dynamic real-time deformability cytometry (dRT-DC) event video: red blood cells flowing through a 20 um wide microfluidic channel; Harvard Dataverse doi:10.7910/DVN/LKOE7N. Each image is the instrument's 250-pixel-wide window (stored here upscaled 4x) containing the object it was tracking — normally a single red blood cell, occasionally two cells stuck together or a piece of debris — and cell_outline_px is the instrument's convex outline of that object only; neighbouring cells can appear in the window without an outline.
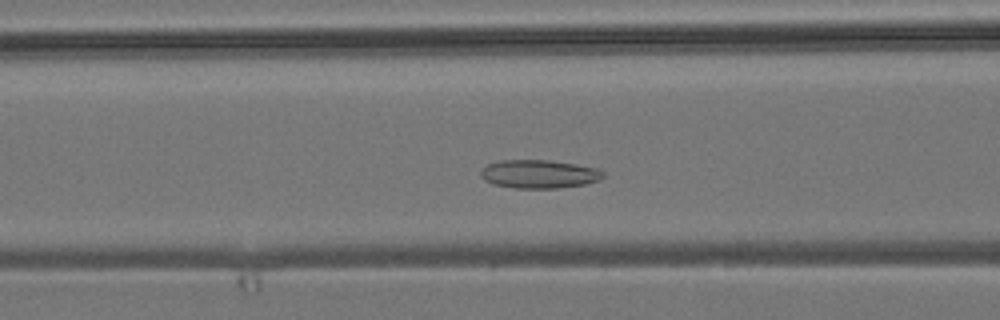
{"species": "common noctule bat (a hibernating species)", "species_latin": "Nyctalus noctula", "temperature_condition": "room temperature", "stored_images_in_passage": 46, "camera_frame_rate_fps": 3000, "um_per_image_px": 0.085, "animal": {"sex": "male", "body_mass_g": 19.2, "forearm_length_mm": 51.8}, "frame": {"image": 1, "passage_image": 13, "time_ms": 4.0, "image_size_px": [1000, 320], "cell_outline_px": [[604, 176], [600, 180], [584, 184], [556, 188], [516, 188], [492, 184], [484, 180], [480, 176], [480, 172], [488, 164], [500, 160], [548, 160], [576, 164], [596, 168], [604, 172]], "centroid_in_image_um": [45.81, 14.79], "position_along_channel_um": 120.8, "area_um2": 20.23}}
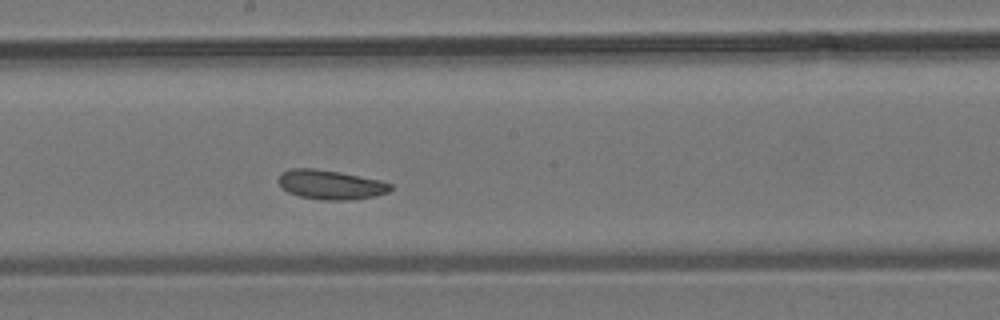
{"frame": {"image": 2, "passage_image": 21, "time_ms": 6.667, "image_size_px": [1000, 320], "cell_outline_px": [[392, 188], [388, 192], [376, 196], [348, 200], [320, 200], [300, 196], [288, 192], [276, 180], [280, 172], [292, 168], [316, 168], [340, 172], [380, 180], [392, 184]], "centroid_in_image_um": [28.08, 15.69], "position_along_channel_um": 220.1, "area_um2": 19.31}}
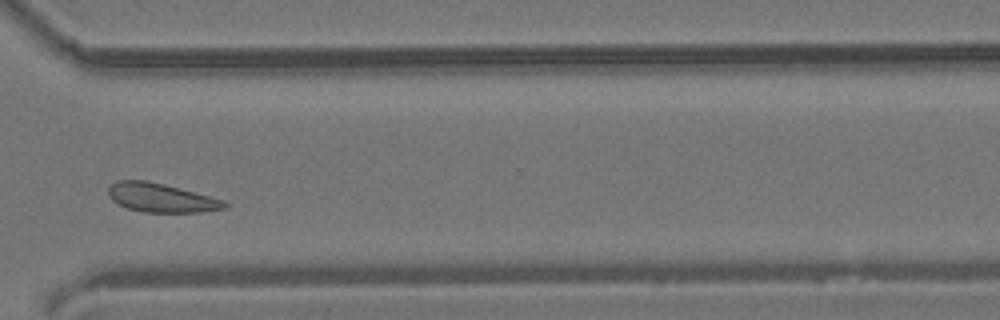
{"frame": {"image": 3, "passage_image": 32, "time_ms": 10.333, "image_size_px": [1000, 320], "cell_outline_px": [[228, 208], [200, 212], [144, 212], [128, 208], [112, 200], [108, 196], [108, 188], [116, 180], [144, 180], [164, 184], [224, 200], [228, 204]], "centroid_in_image_um": [13.69, 16.81], "position_along_channel_um": 356.9, "area_um2": 19.42}, "authors_computed_cell_mechanics": {"area_um2": 20.1144, "velocity_mm_per_s": 3.7258, "shape_relaxation_time_tau1_ms": null, "shape_relaxation_time_tau2_ms": 4.3332, "deformation_change_tau1": null, "deformation_change_tau2": 0.0963}}